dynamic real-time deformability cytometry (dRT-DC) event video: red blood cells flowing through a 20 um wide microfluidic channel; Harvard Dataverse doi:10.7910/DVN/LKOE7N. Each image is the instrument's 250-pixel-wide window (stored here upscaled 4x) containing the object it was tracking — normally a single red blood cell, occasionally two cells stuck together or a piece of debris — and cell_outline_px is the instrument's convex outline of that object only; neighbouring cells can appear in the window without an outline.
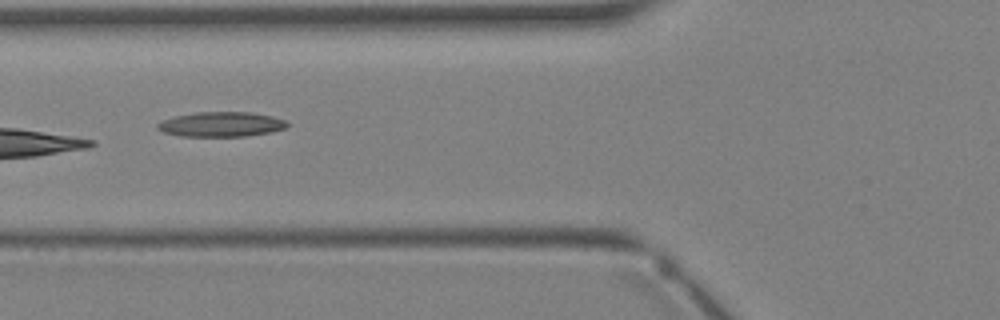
{"species": "Egyptian fruit bat (a non-hibernating species)", "species_latin": "Rousettus aegyptiacus", "temperature_condition": "warm", "stored_images_in_passage": 4, "camera_frame_rate_fps": 3000, "um_per_image_px": 0.085, "animal": {"sex": "female"}, "frame": {"image": 1, "passage_image": 4, "time_ms": 4.0, "image_size_px": [1000, 320], "cell_outline_px": [[288, 124], [284, 128], [272, 132], [244, 136], [180, 136], [164, 132], [156, 128], [156, 124], [164, 120], [176, 116], [196, 112], [252, 112], [272, 116], [284, 120]], "centroid_in_image_um": [18.8, 10.56], "position_along_channel_um": 107.0, "area_um2": 18.61}}